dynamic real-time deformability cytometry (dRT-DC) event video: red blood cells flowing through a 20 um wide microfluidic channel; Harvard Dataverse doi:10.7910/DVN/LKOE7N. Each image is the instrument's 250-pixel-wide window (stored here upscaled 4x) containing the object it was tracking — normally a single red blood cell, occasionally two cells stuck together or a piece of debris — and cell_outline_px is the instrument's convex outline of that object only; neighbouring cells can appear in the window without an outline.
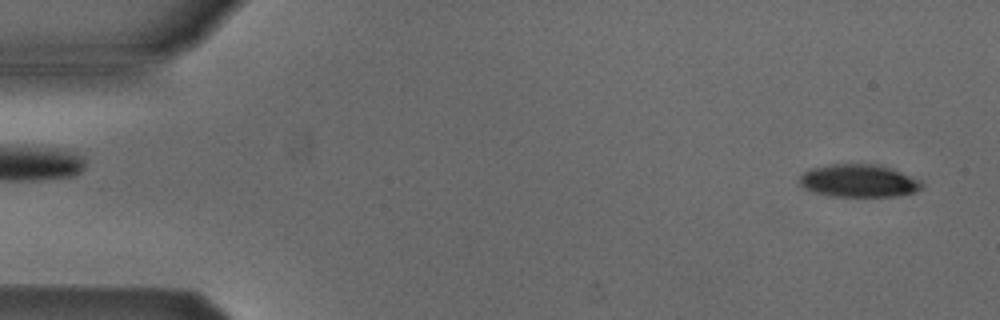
{"species": "Egyptian fruit bat (a non-hibernating species)", "species_latin": "Rousettus aegyptiacus", "temperature_condition": "cold", "stored_images_in_passage": 52, "camera_frame_rate_fps": 3000, "um_per_image_px": 0.085, "animal": {"sex": "male"}, "frame": {"image": 1, "passage_image": 2, "time_ms": 0.333, "image_size_px": [1000, 320], "cell_outline_px": [[924, 188], [916, 192], [896, 196], [832, 196], [816, 192], [800, 184], [800, 176], [804, 172], [812, 168], [828, 164], [884, 164], [924, 180]], "centroid_in_image_um": [73.13, 15.35], "position_along_channel_um": 11.9, "area_um2": 23.7}}
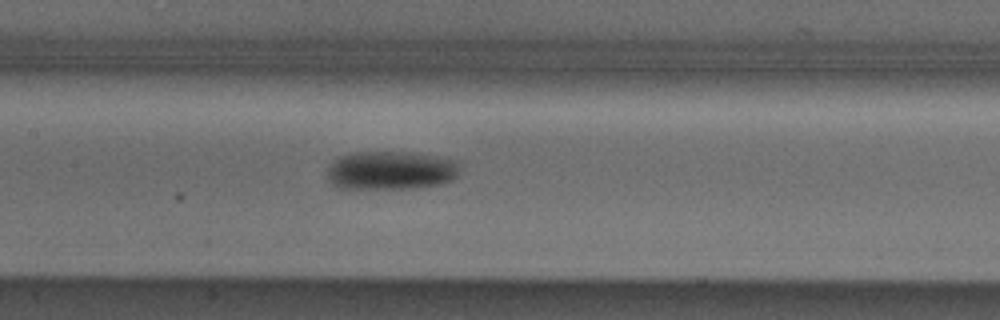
{"frame": {"image": 2, "passage_image": 24, "time_ms": 7.667, "image_size_px": [1000, 320], "cell_outline_px": [[460, 164], [456, 176], [452, 180], [440, 184], [404, 188], [340, 188], [332, 184], [328, 180], [328, 168], [332, 160], [340, 156], [352, 152], [404, 152], [432, 156], [456, 160]], "centroid_in_image_um": [33.17, 14.48], "position_along_channel_um": 174.2, "area_um2": 29.59}}
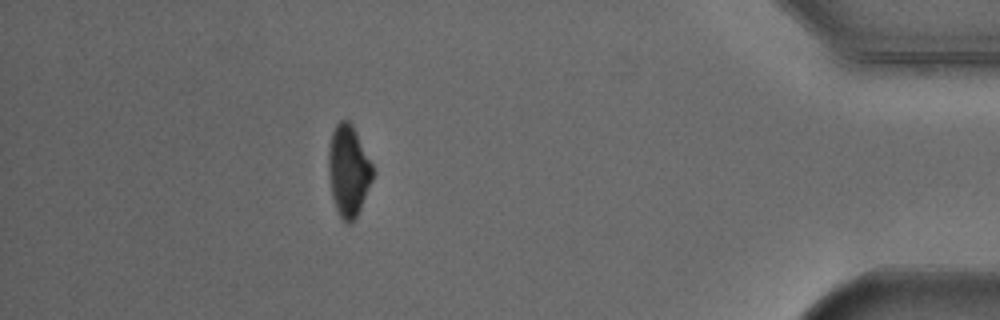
{"frame": {"image": 3, "passage_image": 46, "time_ms": 15.0, "image_size_px": [1000, 320], "cell_outline_px": [[372, 180], [360, 208], [356, 216], [348, 224], [340, 216], [336, 208], [332, 196], [328, 172], [328, 152], [332, 132], [336, 124], [340, 120], [348, 120], [352, 124], [372, 164]], "centroid_in_image_um": [29.6, 14.48], "position_along_channel_um": 405.6, "area_um2": 23.06}, "authors_computed_cell_mechanics": {"area_um2": 26.0967, "velocity_mm_per_s": 3.869, "shape_relaxation_time_tau1_ms": 3.5404, "shape_relaxation_time_tau2_ms": null, "deformation_change_tau1": 0.1222, "deformation_change_tau2": null}}